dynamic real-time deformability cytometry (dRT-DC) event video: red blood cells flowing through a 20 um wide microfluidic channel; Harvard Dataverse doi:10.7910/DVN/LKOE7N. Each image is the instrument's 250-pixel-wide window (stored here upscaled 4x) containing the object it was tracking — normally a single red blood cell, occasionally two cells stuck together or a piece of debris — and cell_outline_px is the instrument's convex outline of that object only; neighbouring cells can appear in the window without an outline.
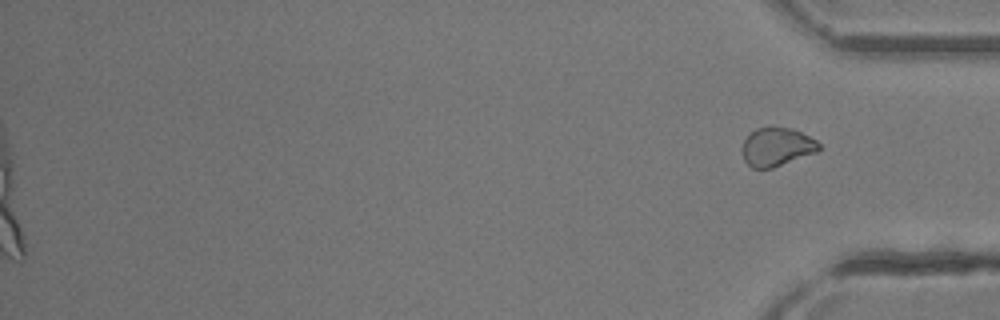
{"species": "common noctule bat (a hibernating species)", "species_latin": "Nyctalus noctula", "temperature_condition": "room temperature", "stored_images_in_passage": 41, "camera_frame_rate_fps": 3000, "um_per_image_px": 0.085, "animal": {"sex": "female"}, "frame": {"image": 1, "passage_image": 41, "time_ms": 13.333, "image_size_px": [1000, 320], "cell_outline_px": [[820, 148], [816, 152], [772, 168], [752, 168], [744, 160], [744, 140], [756, 128], [772, 124], [792, 128], [816, 140], [820, 144]], "centroid_in_image_um": [66.03, 12.44], "position_along_channel_um": 369.2, "area_um2": 17.22}}